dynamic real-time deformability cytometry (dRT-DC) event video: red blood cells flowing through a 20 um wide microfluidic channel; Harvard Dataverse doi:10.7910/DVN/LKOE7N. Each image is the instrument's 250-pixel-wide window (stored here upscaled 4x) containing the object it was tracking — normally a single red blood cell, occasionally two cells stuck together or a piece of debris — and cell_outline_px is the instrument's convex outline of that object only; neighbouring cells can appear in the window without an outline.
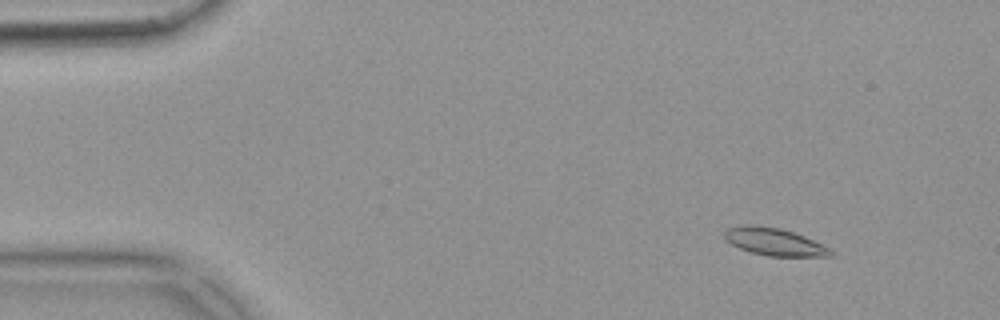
{"species": "common noctule bat (a hibernating species)", "species_latin": "Nyctalus noctula", "temperature_condition": "warm", "stored_images_in_passage": 53, "camera_frame_rate_fps": 3000, "um_per_image_px": 0.085, "animal": {"sex": "female", "body_mass_g": 18.4}, "frame": {"image": 1, "passage_image": 6, "time_ms": 1.667, "image_size_px": [1000, 320], "cell_outline_px": [[832, 256], [768, 256], [752, 252], [740, 248], [724, 240], [724, 232], [728, 228], [744, 224], [748, 224], [780, 228], [804, 236], [832, 248]], "centroid_in_image_um": [65.81, 20.55], "position_along_channel_um": 19.2, "area_um2": 16.94}}
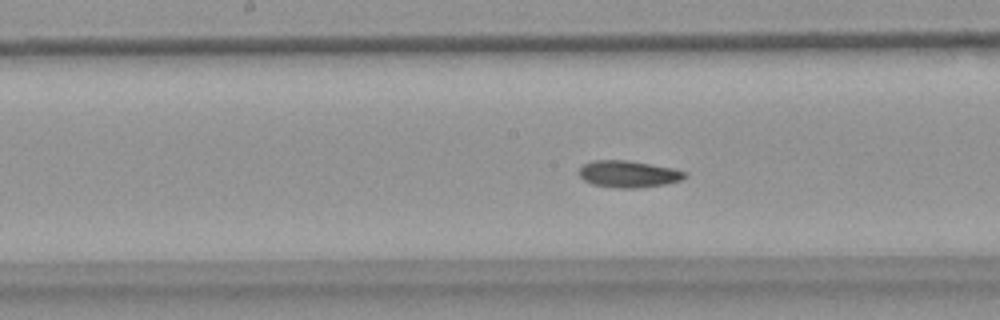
{"frame": {"image": 2, "passage_image": 27, "time_ms": 8.667, "image_size_px": [1000, 320], "cell_outline_px": [[688, 176], [680, 180], [664, 184], [636, 188], [616, 188], [592, 184], [584, 180], [576, 172], [584, 164], [592, 160], [628, 160], [672, 168], [688, 172]], "centroid_in_image_um": [53.39, 14.79], "position_along_channel_um": 194.8, "area_um2": 16.59}}
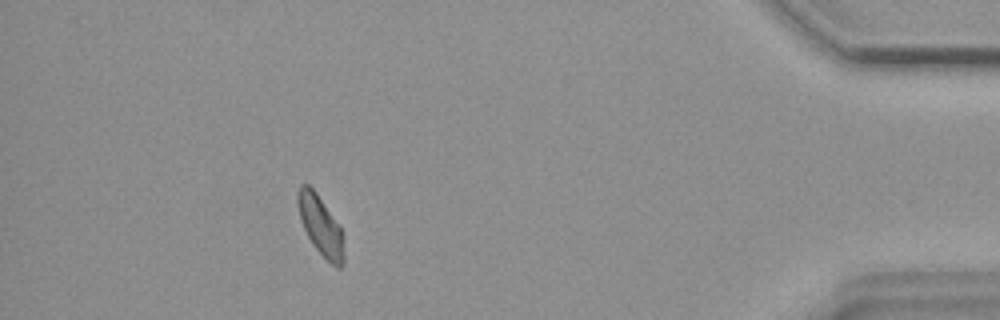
{"frame": {"image": 3, "passage_image": 48, "time_ms": 15.667, "image_size_px": [1000, 320], "cell_outline_px": [[344, 264], [340, 268], [336, 268], [312, 244], [300, 220], [296, 200], [296, 192], [300, 184], [308, 184], [316, 192], [340, 224], [344, 252]], "centroid_in_image_um": [27.24, 19.14], "position_along_channel_um": 408.0, "area_um2": 16.13}, "authors_computed_cell_mechanics": {"area_um2": 16.3574, "velocity_mm_per_s": 3.8102, "shape_relaxation_time_tau1_ms": null, "shape_relaxation_time_tau2_ms": 8.6704, "deformation_change_tau1": null, "deformation_change_tau2": 0.1437}}